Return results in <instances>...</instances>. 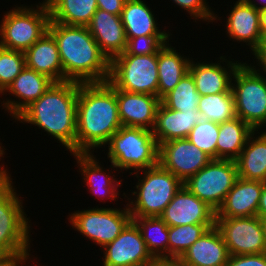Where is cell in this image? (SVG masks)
Returning <instances> with one entry per match:
<instances>
[{"mask_svg":"<svg viewBox=\"0 0 266 266\" xmlns=\"http://www.w3.org/2000/svg\"><path fill=\"white\" fill-rule=\"evenodd\" d=\"M226 22L227 34L230 38L248 43L252 52L259 47L262 33L258 9L246 0H238Z\"/></svg>","mask_w":266,"mask_h":266,"instance_id":"obj_21","label":"cell"},{"mask_svg":"<svg viewBox=\"0 0 266 266\" xmlns=\"http://www.w3.org/2000/svg\"><path fill=\"white\" fill-rule=\"evenodd\" d=\"M246 1L250 3L252 6H254L256 9H258L259 11L266 8V0H258V2L261 1L260 2L261 6H259L258 3H255L254 0H246Z\"/></svg>","mask_w":266,"mask_h":266,"instance_id":"obj_46","label":"cell"},{"mask_svg":"<svg viewBox=\"0 0 266 266\" xmlns=\"http://www.w3.org/2000/svg\"><path fill=\"white\" fill-rule=\"evenodd\" d=\"M54 83L52 79L26 66L4 92L13 94L19 101H3L6 110L16 118L26 107L39 99ZM21 101V102H20Z\"/></svg>","mask_w":266,"mask_h":266,"instance_id":"obj_18","label":"cell"},{"mask_svg":"<svg viewBox=\"0 0 266 266\" xmlns=\"http://www.w3.org/2000/svg\"><path fill=\"white\" fill-rule=\"evenodd\" d=\"M0 167V258L28 259L30 226L7 169Z\"/></svg>","mask_w":266,"mask_h":266,"instance_id":"obj_4","label":"cell"},{"mask_svg":"<svg viewBox=\"0 0 266 266\" xmlns=\"http://www.w3.org/2000/svg\"><path fill=\"white\" fill-rule=\"evenodd\" d=\"M152 266H188L179 258H157Z\"/></svg>","mask_w":266,"mask_h":266,"instance_id":"obj_42","label":"cell"},{"mask_svg":"<svg viewBox=\"0 0 266 266\" xmlns=\"http://www.w3.org/2000/svg\"><path fill=\"white\" fill-rule=\"evenodd\" d=\"M201 115L196 111L181 112L168 109L160 103L156 112L153 136L158 146L175 139L187 138L192 128L199 122Z\"/></svg>","mask_w":266,"mask_h":266,"instance_id":"obj_22","label":"cell"},{"mask_svg":"<svg viewBox=\"0 0 266 266\" xmlns=\"http://www.w3.org/2000/svg\"><path fill=\"white\" fill-rule=\"evenodd\" d=\"M103 250V266H152L155 261L133 220Z\"/></svg>","mask_w":266,"mask_h":266,"instance_id":"obj_14","label":"cell"},{"mask_svg":"<svg viewBox=\"0 0 266 266\" xmlns=\"http://www.w3.org/2000/svg\"><path fill=\"white\" fill-rule=\"evenodd\" d=\"M26 66L25 53L0 46V93L4 91Z\"/></svg>","mask_w":266,"mask_h":266,"instance_id":"obj_36","label":"cell"},{"mask_svg":"<svg viewBox=\"0 0 266 266\" xmlns=\"http://www.w3.org/2000/svg\"><path fill=\"white\" fill-rule=\"evenodd\" d=\"M257 216L260 218L266 217V186H263V191L258 205Z\"/></svg>","mask_w":266,"mask_h":266,"instance_id":"obj_43","label":"cell"},{"mask_svg":"<svg viewBox=\"0 0 266 266\" xmlns=\"http://www.w3.org/2000/svg\"><path fill=\"white\" fill-rule=\"evenodd\" d=\"M4 150H3V148H1V146H0V157H2L3 155H4Z\"/></svg>","mask_w":266,"mask_h":266,"instance_id":"obj_48","label":"cell"},{"mask_svg":"<svg viewBox=\"0 0 266 266\" xmlns=\"http://www.w3.org/2000/svg\"><path fill=\"white\" fill-rule=\"evenodd\" d=\"M126 0H97L98 9L121 16Z\"/></svg>","mask_w":266,"mask_h":266,"instance_id":"obj_40","label":"cell"},{"mask_svg":"<svg viewBox=\"0 0 266 266\" xmlns=\"http://www.w3.org/2000/svg\"><path fill=\"white\" fill-rule=\"evenodd\" d=\"M215 226L224 239L229 255L266 252L260 217H216Z\"/></svg>","mask_w":266,"mask_h":266,"instance_id":"obj_12","label":"cell"},{"mask_svg":"<svg viewBox=\"0 0 266 266\" xmlns=\"http://www.w3.org/2000/svg\"><path fill=\"white\" fill-rule=\"evenodd\" d=\"M107 144L111 166L126 171L134 169L137 178L138 171L158 164L159 146L152 130L122 126Z\"/></svg>","mask_w":266,"mask_h":266,"instance_id":"obj_5","label":"cell"},{"mask_svg":"<svg viewBox=\"0 0 266 266\" xmlns=\"http://www.w3.org/2000/svg\"><path fill=\"white\" fill-rule=\"evenodd\" d=\"M26 67L48 76L54 82H63V66L57 43L47 31L25 52Z\"/></svg>","mask_w":266,"mask_h":266,"instance_id":"obj_24","label":"cell"},{"mask_svg":"<svg viewBox=\"0 0 266 266\" xmlns=\"http://www.w3.org/2000/svg\"><path fill=\"white\" fill-rule=\"evenodd\" d=\"M108 82L115 89L158 96V53L114 57Z\"/></svg>","mask_w":266,"mask_h":266,"instance_id":"obj_9","label":"cell"},{"mask_svg":"<svg viewBox=\"0 0 266 266\" xmlns=\"http://www.w3.org/2000/svg\"><path fill=\"white\" fill-rule=\"evenodd\" d=\"M226 266H266V252L258 254L230 255Z\"/></svg>","mask_w":266,"mask_h":266,"instance_id":"obj_39","label":"cell"},{"mask_svg":"<svg viewBox=\"0 0 266 266\" xmlns=\"http://www.w3.org/2000/svg\"><path fill=\"white\" fill-rule=\"evenodd\" d=\"M169 36H140L127 38L126 50L120 55H151L169 42ZM168 40V41H167Z\"/></svg>","mask_w":266,"mask_h":266,"instance_id":"obj_37","label":"cell"},{"mask_svg":"<svg viewBox=\"0 0 266 266\" xmlns=\"http://www.w3.org/2000/svg\"><path fill=\"white\" fill-rule=\"evenodd\" d=\"M263 182L237 178L216 217H251L257 216L258 205L263 191Z\"/></svg>","mask_w":266,"mask_h":266,"instance_id":"obj_19","label":"cell"},{"mask_svg":"<svg viewBox=\"0 0 266 266\" xmlns=\"http://www.w3.org/2000/svg\"><path fill=\"white\" fill-rule=\"evenodd\" d=\"M237 178L235 161L212 159L183 185L217 212Z\"/></svg>","mask_w":266,"mask_h":266,"instance_id":"obj_10","label":"cell"},{"mask_svg":"<svg viewBox=\"0 0 266 266\" xmlns=\"http://www.w3.org/2000/svg\"><path fill=\"white\" fill-rule=\"evenodd\" d=\"M229 256L220 231L213 226L179 259L188 266H222L227 264Z\"/></svg>","mask_w":266,"mask_h":266,"instance_id":"obj_20","label":"cell"},{"mask_svg":"<svg viewBox=\"0 0 266 266\" xmlns=\"http://www.w3.org/2000/svg\"><path fill=\"white\" fill-rule=\"evenodd\" d=\"M50 12L46 1L37 9L15 7L8 11L0 24V46L26 52L47 31Z\"/></svg>","mask_w":266,"mask_h":266,"instance_id":"obj_8","label":"cell"},{"mask_svg":"<svg viewBox=\"0 0 266 266\" xmlns=\"http://www.w3.org/2000/svg\"><path fill=\"white\" fill-rule=\"evenodd\" d=\"M121 127L116 89L108 81L79 83L76 153L106 145Z\"/></svg>","mask_w":266,"mask_h":266,"instance_id":"obj_1","label":"cell"},{"mask_svg":"<svg viewBox=\"0 0 266 266\" xmlns=\"http://www.w3.org/2000/svg\"><path fill=\"white\" fill-rule=\"evenodd\" d=\"M254 67L241 63L234 71L231 90L236 117L257 132L266 126V77Z\"/></svg>","mask_w":266,"mask_h":266,"instance_id":"obj_7","label":"cell"},{"mask_svg":"<svg viewBox=\"0 0 266 266\" xmlns=\"http://www.w3.org/2000/svg\"><path fill=\"white\" fill-rule=\"evenodd\" d=\"M141 171L145 176L138 179L128 210L131 217H160L183 183L159 163Z\"/></svg>","mask_w":266,"mask_h":266,"instance_id":"obj_6","label":"cell"},{"mask_svg":"<svg viewBox=\"0 0 266 266\" xmlns=\"http://www.w3.org/2000/svg\"><path fill=\"white\" fill-rule=\"evenodd\" d=\"M48 31L58 46L63 81H108L110 61L101 52L87 26H69L50 21Z\"/></svg>","mask_w":266,"mask_h":266,"instance_id":"obj_2","label":"cell"},{"mask_svg":"<svg viewBox=\"0 0 266 266\" xmlns=\"http://www.w3.org/2000/svg\"><path fill=\"white\" fill-rule=\"evenodd\" d=\"M116 100L122 126L153 130L161 103L158 96L116 89Z\"/></svg>","mask_w":266,"mask_h":266,"instance_id":"obj_16","label":"cell"},{"mask_svg":"<svg viewBox=\"0 0 266 266\" xmlns=\"http://www.w3.org/2000/svg\"><path fill=\"white\" fill-rule=\"evenodd\" d=\"M218 136L219 123L200 119L188 134L187 139L212 159H216Z\"/></svg>","mask_w":266,"mask_h":266,"instance_id":"obj_35","label":"cell"},{"mask_svg":"<svg viewBox=\"0 0 266 266\" xmlns=\"http://www.w3.org/2000/svg\"><path fill=\"white\" fill-rule=\"evenodd\" d=\"M255 55L256 60L261 66V70L263 69L264 73L266 74V38H262L259 47L253 52Z\"/></svg>","mask_w":266,"mask_h":266,"instance_id":"obj_41","label":"cell"},{"mask_svg":"<svg viewBox=\"0 0 266 266\" xmlns=\"http://www.w3.org/2000/svg\"><path fill=\"white\" fill-rule=\"evenodd\" d=\"M79 82H54L15 119L35 125L76 153V113Z\"/></svg>","mask_w":266,"mask_h":266,"instance_id":"obj_3","label":"cell"},{"mask_svg":"<svg viewBox=\"0 0 266 266\" xmlns=\"http://www.w3.org/2000/svg\"><path fill=\"white\" fill-rule=\"evenodd\" d=\"M160 218L168 226L215 224L216 211L183 185L176 192Z\"/></svg>","mask_w":266,"mask_h":266,"instance_id":"obj_15","label":"cell"},{"mask_svg":"<svg viewBox=\"0 0 266 266\" xmlns=\"http://www.w3.org/2000/svg\"><path fill=\"white\" fill-rule=\"evenodd\" d=\"M261 219V224L263 227V234L266 242V217L260 218Z\"/></svg>","mask_w":266,"mask_h":266,"instance_id":"obj_47","label":"cell"},{"mask_svg":"<svg viewBox=\"0 0 266 266\" xmlns=\"http://www.w3.org/2000/svg\"><path fill=\"white\" fill-rule=\"evenodd\" d=\"M262 38H266V8L259 11Z\"/></svg>","mask_w":266,"mask_h":266,"instance_id":"obj_45","label":"cell"},{"mask_svg":"<svg viewBox=\"0 0 266 266\" xmlns=\"http://www.w3.org/2000/svg\"><path fill=\"white\" fill-rule=\"evenodd\" d=\"M199 98L194 78L188 72L174 89L161 99V103L168 109L191 112L197 110Z\"/></svg>","mask_w":266,"mask_h":266,"instance_id":"obj_33","label":"cell"},{"mask_svg":"<svg viewBox=\"0 0 266 266\" xmlns=\"http://www.w3.org/2000/svg\"><path fill=\"white\" fill-rule=\"evenodd\" d=\"M215 224H187L168 227V258H180Z\"/></svg>","mask_w":266,"mask_h":266,"instance_id":"obj_34","label":"cell"},{"mask_svg":"<svg viewBox=\"0 0 266 266\" xmlns=\"http://www.w3.org/2000/svg\"><path fill=\"white\" fill-rule=\"evenodd\" d=\"M122 24L127 38L140 36H170L157 27L153 12L142 0H126L122 13Z\"/></svg>","mask_w":266,"mask_h":266,"instance_id":"obj_26","label":"cell"},{"mask_svg":"<svg viewBox=\"0 0 266 266\" xmlns=\"http://www.w3.org/2000/svg\"><path fill=\"white\" fill-rule=\"evenodd\" d=\"M73 155L76 157V161L80 166L79 169L82 170L83 180L86 182V185L90 187L89 190L92 194L96 196L101 195L100 199H102V196L103 199H105V196L107 198L108 194L110 200L113 199L116 201L119 194L117 187L121 186V181L116 180L114 177L112 178L109 174L106 175L91 152L73 153Z\"/></svg>","mask_w":266,"mask_h":266,"instance_id":"obj_30","label":"cell"},{"mask_svg":"<svg viewBox=\"0 0 266 266\" xmlns=\"http://www.w3.org/2000/svg\"><path fill=\"white\" fill-rule=\"evenodd\" d=\"M228 70L220 63L190 62L189 73L195 81L196 90L200 96L232 92L231 83L234 71L241 64L238 61H227ZM238 62V63H237Z\"/></svg>","mask_w":266,"mask_h":266,"instance_id":"obj_23","label":"cell"},{"mask_svg":"<svg viewBox=\"0 0 266 266\" xmlns=\"http://www.w3.org/2000/svg\"><path fill=\"white\" fill-rule=\"evenodd\" d=\"M50 21L69 26H87L98 9L97 0H45Z\"/></svg>","mask_w":266,"mask_h":266,"instance_id":"obj_28","label":"cell"},{"mask_svg":"<svg viewBox=\"0 0 266 266\" xmlns=\"http://www.w3.org/2000/svg\"><path fill=\"white\" fill-rule=\"evenodd\" d=\"M248 137L240 155L235 160L238 177L245 180L261 181L266 177V131Z\"/></svg>","mask_w":266,"mask_h":266,"instance_id":"obj_25","label":"cell"},{"mask_svg":"<svg viewBox=\"0 0 266 266\" xmlns=\"http://www.w3.org/2000/svg\"><path fill=\"white\" fill-rule=\"evenodd\" d=\"M176 5H179L181 8L185 9L190 17H194L196 20L201 19L205 20L208 23L215 21L216 15L210 10L206 0H173Z\"/></svg>","mask_w":266,"mask_h":266,"instance_id":"obj_38","label":"cell"},{"mask_svg":"<svg viewBox=\"0 0 266 266\" xmlns=\"http://www.w3.org/2000/svg\"><path fill=\"white\" fill-rule=\"evenodd\" d=\"M254 130L238 117L219 123L216 159L235 161Z\"/></svg>","mask_w":266,"mask_h":266,"instance_id":"obj_29","label":"cell"},{"mask_svg":"<svg viewBox=\"0 0 266 266\" xmlns=\"http://www.w3.org/2000/svg\"><path fill=\"white\" fill-rule=\"evenodd\" d=\"M212 158L187 138L159 145L158 163L182 183L205 167Z\"/></svg>","mask_w":266,"mask_h":266,"instance_id":"obj_13","label":"cell"},{"mask_svg":"<svg viewBox=\"0 0 266 266\" xmlns=\"http://www.w3.org/2000/svg\"><path fill=\"white\" fill-rule=\"evenodd\" d=\"M146 247L157 258H168V225L160 217H132ZM150 232V233H149Z\"/></svg>","mask_w":266,"mask_h":266,"instance_id":"obj_31","label":"cell"},{"mask_svg":"<svg viewBox=\"0 0 266 266\" xmlns=\"http://www.w3.org/2000/svg\"><path fill=\"white\" fill-rule=\"evenodd\" d=\"M197 110L201 119L216 123L230 121L236 117L233 93L222 92L200 96Z\"/></svg>","mask_w":266,"mask_h":266,"instance_id":"obj_32","label":"cell"},{"mask_svg":"<svg viewBox=\"0 0 266 266\" xmlns=\"http://www.w3.org/2000/svg\"><path fill=\"white\" fill-rule=\"evenodd\" d=\"M132 220L128 207L118 208H93L76 211L70 215V224L94 243L104 247L111 243L126 225Z\"/></svg>","mask_w":266,"mask_h":266,"instance_id":"obj_11","label":"cell"},{"mask_svg":"<svg viewBox=\"0 0 266 266\" xmlns=\"http://www.w3.org/2000/svg\"><path fill=\"white\" fill-rule=\"evenodd\" d=\"M26 260L27 259L0 258V266H20L21 264L23 265Z\"/></svg>","mask_w":266,"mask_h":266,"instance_id":"obj_44","label":"cell"},{"mask_svg":"<svg viewBox=\"0 0 266 266\" xmlns=\"http://www.w3.org/2000/svg\"><path fill=\"white\" fill-rule=\"evenodd\" d=\"M263 184H264V186H266V177H265V179L263 181Z\"/></svg>","mask_w":266,"mask_h":266,"instance_id":"obj_49","label":"cell"},{"mask_svg":"<svg viewBox=\"0 0 266 266\" xmlns=\"http://www.w3.org/2000/svg\"><path fill=\"white\" fill-rule=\"evenodd\" d=\"M87 28L109 61L126 50L127 37L121 16L97 9Z\"/></svg>","mask_w":266,"mask_h":266,"instance_id":"obj_17","label":"cell"},{"mask_svg":"<svg viewBox=\"0 0 266 266\" xmlns=\"http://www.w3.org/2000/svg\"><path fill=\"white\" fill-rule=\"evenodd\" d=\"M166 43L158 51V98L161 100L172 91L179 81L189 72L190 60L182 57Z\"/></svg>","mask_w":266,"mask_h":266,"instance_id":"obj_27","label":"cell"}]
</instances>
